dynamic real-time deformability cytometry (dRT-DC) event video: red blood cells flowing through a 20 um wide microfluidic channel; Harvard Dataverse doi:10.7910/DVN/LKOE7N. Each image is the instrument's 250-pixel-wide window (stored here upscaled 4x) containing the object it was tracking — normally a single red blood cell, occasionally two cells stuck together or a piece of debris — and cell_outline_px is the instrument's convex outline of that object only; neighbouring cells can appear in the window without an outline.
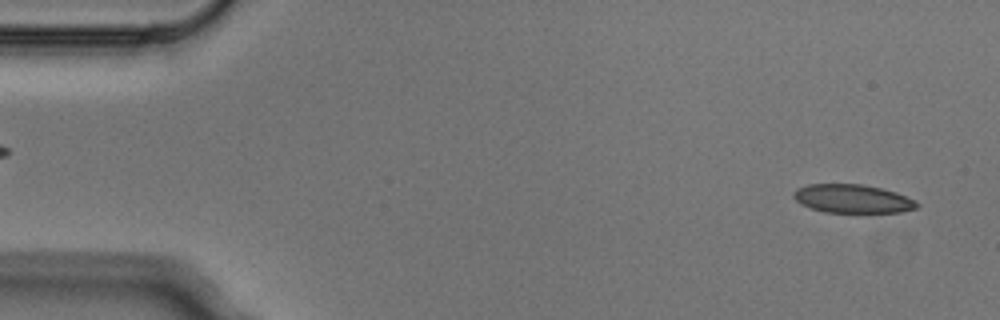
{"species": "Egyptian fruit bat (a non-hibernating species)", "species_latin": "Rousettus aegyptiacus", "temperature_condition": "cold", "stored_images_in_passage": 4, "camera_frame_rate_fps": 3000, "um_per_image_px": 0.085, "animal": {"sex": "male"}, "frame": {"image": 1, "passage_image": 4, "time_ms": 1.0, "image_size_px": [1000, 320], "cell_outline_px": [[920, 204], [916, 208], [900, 212], [824, 212], [800, 204], [792, 196], [792, 192], [796, 188], [808, 184], [860, 184], [880, 188], [896, 192], [916, 200]], "centroid_in_image_um": [72.44, 16.89], "position_along_channel_um": 12.6, "area_um2": 20.52}}